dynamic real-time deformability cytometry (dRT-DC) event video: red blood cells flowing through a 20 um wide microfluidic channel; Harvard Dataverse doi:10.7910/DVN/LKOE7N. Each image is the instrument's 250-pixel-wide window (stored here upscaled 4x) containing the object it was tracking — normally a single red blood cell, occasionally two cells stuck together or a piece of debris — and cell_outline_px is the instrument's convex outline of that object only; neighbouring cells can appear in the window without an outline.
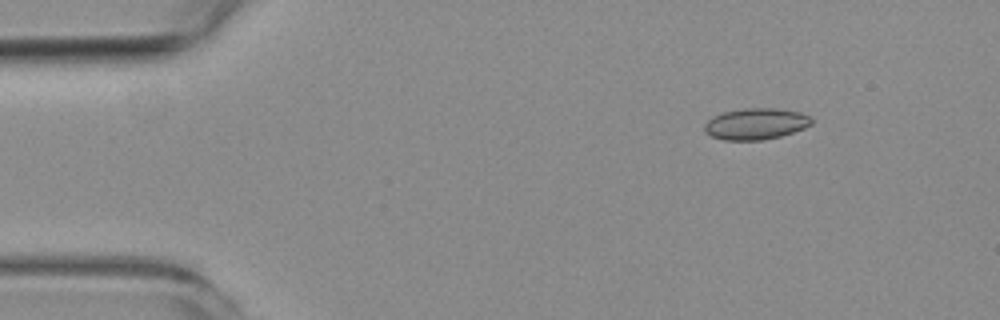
{"species": "common noctule bat (a hibernating species)", "species_latin": "Nyctalus noctula", "temperature_condition": "room temperature", "stored_images_in_passage": 4, "camera_frame_rate_fps": 3000, "um_per_image_px": 0.085, "animal": {"sex": "female", "body_mass_g": 19.3, "forearm_length_mm": 54.1}, "frame": {"image": 1, "passage_image": 1, "time_ms": 0.0, "image_size_px": [1000, 320], "cell_outline_px": [[812, 124], [804, 128], [780, 136], [764, 140], [724, 140], [712, 136], [704, 132], [704, 124], [712, 116], [724, 112], [744, 108], [776, 108], [800, 112], [808, 116], [812, 120]], "centroid_in_image_um": [64.22, 10.53], "position_along_channel_um": 20.8, "area_um2": 19.54}}
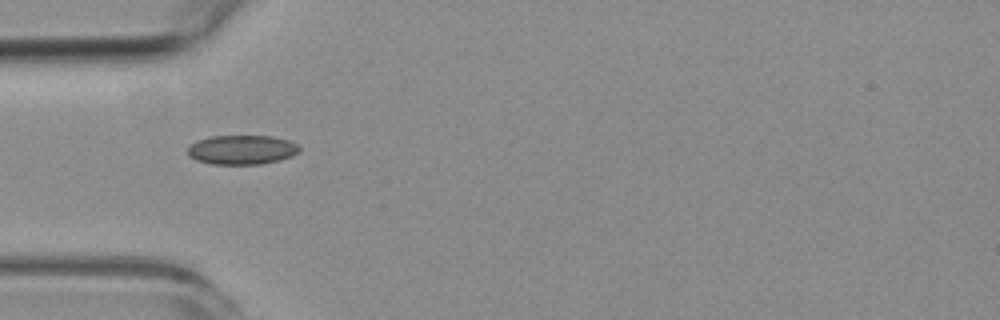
{"frame": {"image": 2, "passage_image": 4, "time_ms": 3.333, "image_size_px": [1000, 320], "cell_outline_px": [[300, 152], [292, 156], [280, 160], [260, 164], [212, 164], [196, 160], [188, 156], [188, 148], [192, 144], [200, 140], [212, 136], [272, 136], [288, 140], [296, 144], [300, 148]], "centroid_in_image_um": [20.58, 12.74], "position_along_channel_um": 64.4, "area_um2": 19.02}}